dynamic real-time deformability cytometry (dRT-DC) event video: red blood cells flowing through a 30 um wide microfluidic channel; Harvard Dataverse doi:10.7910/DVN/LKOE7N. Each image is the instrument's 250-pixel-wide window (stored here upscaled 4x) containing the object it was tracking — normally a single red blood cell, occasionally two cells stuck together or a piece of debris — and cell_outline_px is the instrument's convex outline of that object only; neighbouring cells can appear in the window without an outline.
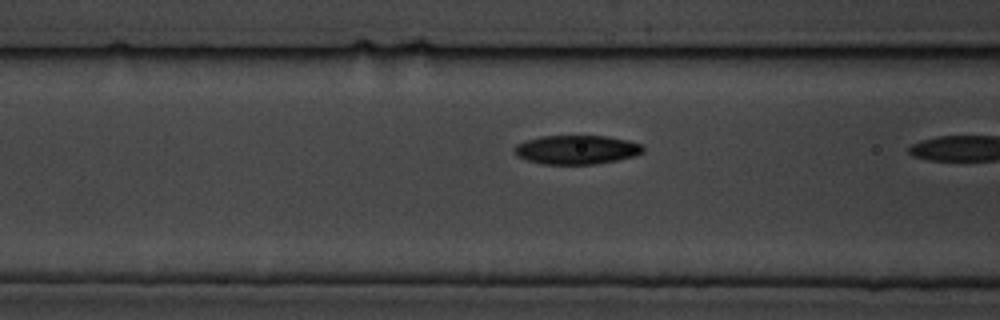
{"species": "common noctule bat (a hibernating species)", "species_latin": "Nyctalus noctula", "temperature_condition": "cold", "stored_images_in_passage": 21, "camera_frame_rate_fps": 3000, "um_per_image_px": 0.085, "animal": {"sex": "male", "body_mass_g": 19.5, "forearm_length_mm": 54.6}, "frame": {"image": 1, "passage_image": 19, "time_ms": 6.0, "image_size_px": [1000, 320], "cell_outline_px": [[644, 152], [636, 156], [596, 164], [544, 164], [528, 160], [516, 156], [512, 148], [516, 144], [524, 140], [540, 136], [608, 136], [628, 140], [644, 144]], "centroid_in_image_um": [49.02, 12.72], "position_along_channel_um": 117.6, "area_um2": 22.02}}